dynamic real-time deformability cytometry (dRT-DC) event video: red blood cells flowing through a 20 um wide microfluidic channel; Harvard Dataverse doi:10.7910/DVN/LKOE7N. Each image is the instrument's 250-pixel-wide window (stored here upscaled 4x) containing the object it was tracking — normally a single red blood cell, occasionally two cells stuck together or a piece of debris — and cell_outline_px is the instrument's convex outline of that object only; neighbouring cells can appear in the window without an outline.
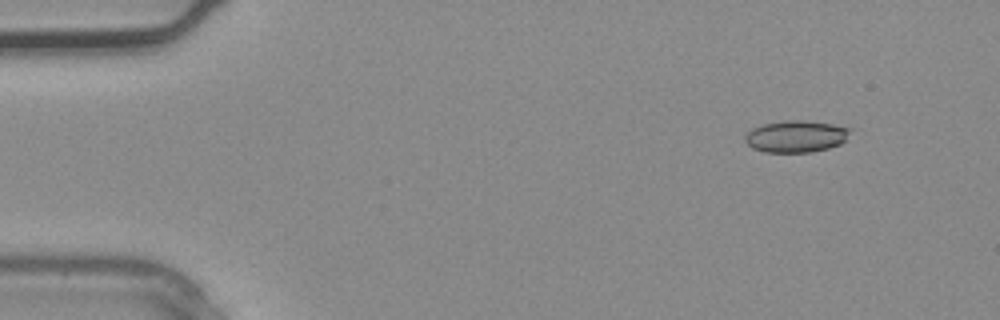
{"species": "common noctule bat (a hibernating species)", "species_latin": "Nyctalus noctula", "temperature_condition": "warm", "stored_images_in_passage": 3, "camera_frame_rate_fps": 3000, "um_per_image_px": 0.085, "animal": {"sex": "male", "body_mass_g": 20.4}, "frame": {"image": 1, "passage_image": 1, "time_ms": 0.0, "image_size_px": [1000, 320], "cell_outline_px": [[856, 128], [840, 144], [828, 148], [812, 152], [764, 152], [752, 148], [744, 140], [744, 136], [752, 128], [764, 124], [784, 120], [804, 120], [832, 124]], "centroid_in_image_um": [67.69, 11.58], "position_along_channel_um": 17.3, "area_um2": 19.71}}